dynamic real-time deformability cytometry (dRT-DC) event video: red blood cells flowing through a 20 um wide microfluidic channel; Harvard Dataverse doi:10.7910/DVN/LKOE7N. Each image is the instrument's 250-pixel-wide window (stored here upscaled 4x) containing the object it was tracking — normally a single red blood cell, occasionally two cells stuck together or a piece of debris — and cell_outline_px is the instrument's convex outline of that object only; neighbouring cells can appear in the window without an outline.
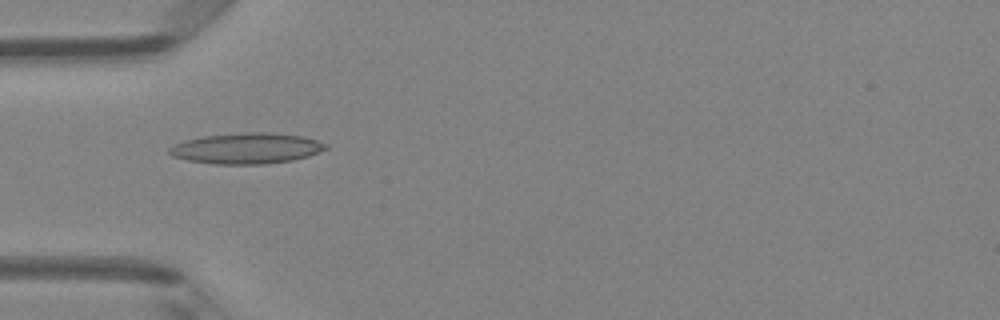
{"species": "Egyptian fruit bat (a non-hibernating species)", "species_latin": "Rousettus aegyptiacus", "temperature_condition": "room temperature", "stored_images_in_passage": 2, "camera_frame_rate_fps": 3000, "um_per_image_px": 0.085, "animal": {"sex": "female"}, "frame": {"image": 1, "passage_image": 2, "time_ms": 0.333, "image_size_px": [1000, 320], "cell_outline_px": [[328, 148], [308, 156], [292, 160], [264, 164], [216, 164], [188, 160], [172, 156], [168, 152], [168, 148], [184, 140], [204, 136], [244, 132], [268, 132], [304, 136], [328, 144]], "centroid_in_image_um": [20.97, 12.6], "position_along_channel_um": 64.0, "area_um2": 28.03}}